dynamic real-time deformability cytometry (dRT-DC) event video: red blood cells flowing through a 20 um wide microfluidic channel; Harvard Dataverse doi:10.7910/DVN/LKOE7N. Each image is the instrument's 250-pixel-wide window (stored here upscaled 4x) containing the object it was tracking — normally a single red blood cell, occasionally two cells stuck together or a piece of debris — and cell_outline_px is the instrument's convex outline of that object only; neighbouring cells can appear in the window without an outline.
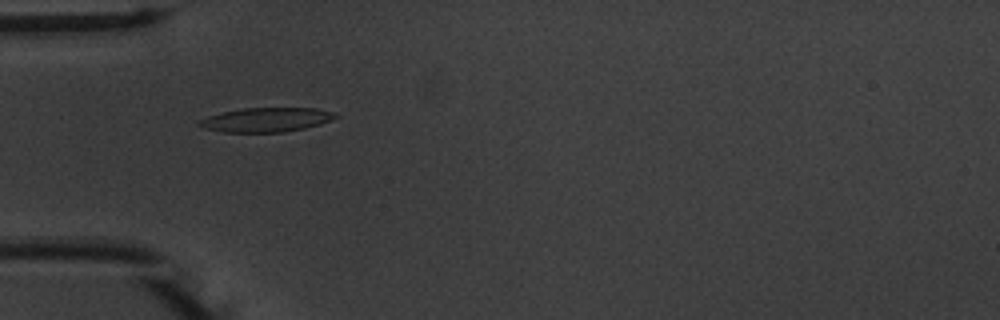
{"species": "common noctule bat (a hibernating species)", "species_latin": "Nyctalus noctula", "temperature_condition": "warm", "stored_images_in_passage": 54, "camera_frame_rate_fps": 3000, "um_per_image_px": 0.085, "animal": {"sex": "male", "body_mass_g": 20.1, "forearm_length_mm": 53.5}, "frame": {"image": 1, "passage_image": 17, "time_ms": 5.333, "image_size_px": [1000, 320], "cell_outline_px": [[340, 116], [332, 120], [320, 124], [304, 128], [284, 132], [220, 132], [204, 128], [196, 124], [200, 120], [208, 116], [224, 112], [244, 108], [316, 108], [332, 112]], "centroid_in_image_um": [22.64, 10.18], "position_along_channel_um": 62.4, "area_um2": 19.19}}
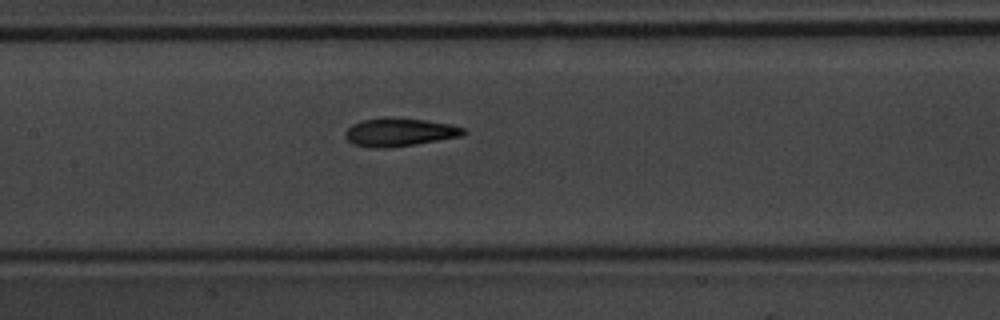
{"frame": {"image": 2, "passage_image": 26, "time_ms": 8.333, "image_size_px": [1000, 320], "cell_outline_px": [[468, 132], [460, 136], [416, 144], [388, 148], [372, 148], [352, 144], [344, 136], [344, 132], [352, 124], [360, 120], [384, 116], [392, 116], [424, 120], [452, 124], [464, 128]], "centroid_in_image_um": [33.91, 11.22], "position_along_channel_um": 173.5, "area_um2": 19.83}}
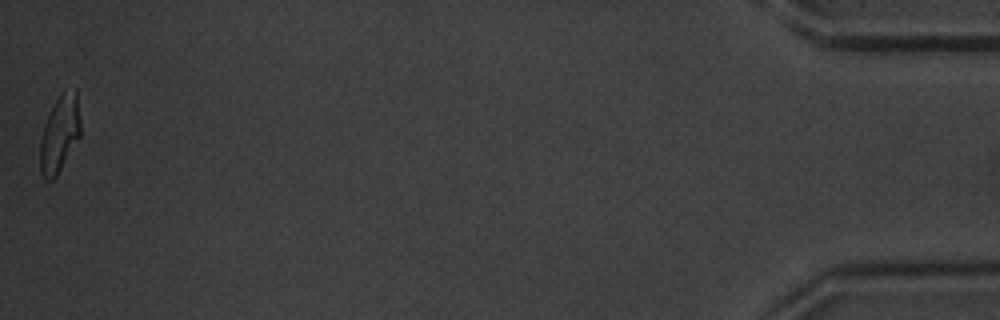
{"frame": {"image": 3, "passage_image": 54, "time_ms": 17.667, "image_size_px": [1000, 320], "cell_outline_px": [[80, 136], [56, 176], [52, 180], [48, 180], [40, 172], [40, 140], [44, 124], [56, 100], [64, 88], [76, 88], [80, 120]], "centroid_in_image_um": [5.08, 11.33], "position_along_channel_um": 430.1, "area_um2": 17.98}, "authors_computed_cell_mechanics": {"area_um2": 18.9873, "velocity_mm_per_s": 3.7463, "shape_relaxation_time_tau1_ms": 3.3116, "shape_relaxation_time_tau2_ms": 1.1597, "deformation_change_tau1": 0.1573, "deformation_change_tau2": 0.0682}}